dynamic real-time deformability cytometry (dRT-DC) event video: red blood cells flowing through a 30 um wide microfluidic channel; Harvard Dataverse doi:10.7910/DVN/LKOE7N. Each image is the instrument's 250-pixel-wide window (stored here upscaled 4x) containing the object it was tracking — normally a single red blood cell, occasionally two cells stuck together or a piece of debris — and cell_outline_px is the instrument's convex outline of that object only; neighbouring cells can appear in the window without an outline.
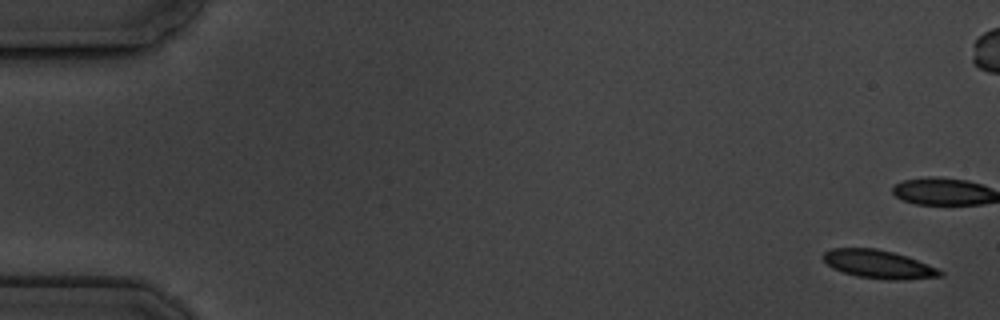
{"species": "common noctule bat (a hibernating species)", "species_latin": "Nyctalus noctula", "temperature_condition": "cold", "stored_images_in_passage": 17, "camera_frame_rate_fps": 3000, "um_per_image_px": 0.085, "animal": {"sex": "male", "body_mass_g": 19.5, "forearm_length_mm": 54.6}, "frame": {"image": 1, "passage_image": 1, "time_ms": 0.0, "image_size_px": [1000, 320], "cell_outline_px": [[944, 276], [904, 280], [892, 280], [856, 276], [832, 268], [820, 256], [824, 252], [832, 248], [876, 248], [892, 252], [916, 260], [936, 268], [944, 272]], "centroid_in_image_um": [74.65, 22.46], "position_along_channel_um": 10.3, "area_um2": 19.13}, "authors_computed_cell_mechanics": {"area_um2": 19.4786, "velocity_mm_per_s": 3.4562, "shape_relaxation_time_tau1_ms": 2.7948, "shape_relaxation_time_tau2_ms": 3.9241, "deformation_change_tau1": 0.07, "deformation_change_tau2": 0.0695}}